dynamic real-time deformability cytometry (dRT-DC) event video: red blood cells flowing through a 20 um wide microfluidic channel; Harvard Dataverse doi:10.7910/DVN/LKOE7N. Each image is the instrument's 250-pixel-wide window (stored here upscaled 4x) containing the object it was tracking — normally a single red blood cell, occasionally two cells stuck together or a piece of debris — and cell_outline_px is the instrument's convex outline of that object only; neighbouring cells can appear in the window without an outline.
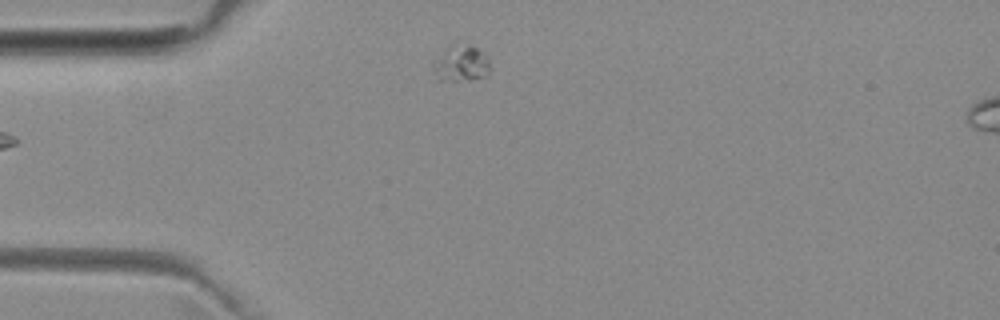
{"species": "common noctule bat (a hibernating species)", "species_latin": "Nyctalus noctula", "temperature_condition": "room temperature", "stored_images_in_passage": 3, "camera_frame_rate_fps": 3000, "um_per_image_px": 0.085, "animal": {"sex": "female", "body_mass_g": 29.2, "forearm_length_mm": 56.3}, "frame": {"image": 1, "passage_image": 1, "time_ms": 0.0, "image_size_px": [1000, 320], "cell_outline_px": [[488, 76], [472, 80], [436, 80], [432, 68], [432, 60], [452, 44], [468, 44], [484, 52], [488, 56]], "centroid_in_image_um": [39.15, 5.4], "position_along_channel_um": 45.8, "area_um2": 12.25}}
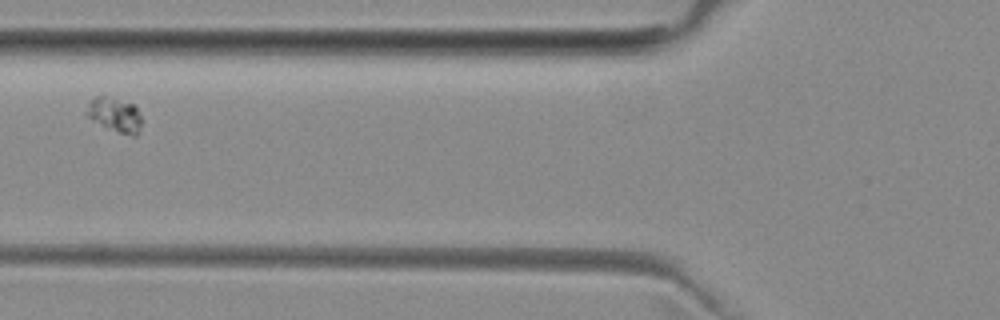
{"frame": {"image": 2, "passage_image": 3, "time_ms": 2.333, "image_size_px": [1000, 320], "cell_outline_px": [[140, 128], [136, 136], [132, 136], [120, 132], [84, 116], [84, 112], [88, 100], [100, 92], [104, 92], [136, 104], [140, 116]], "centroid_in_image_um": [9.69, 9.63], "position_along_channel_um": 116.1, "area_um2": 11.73}}